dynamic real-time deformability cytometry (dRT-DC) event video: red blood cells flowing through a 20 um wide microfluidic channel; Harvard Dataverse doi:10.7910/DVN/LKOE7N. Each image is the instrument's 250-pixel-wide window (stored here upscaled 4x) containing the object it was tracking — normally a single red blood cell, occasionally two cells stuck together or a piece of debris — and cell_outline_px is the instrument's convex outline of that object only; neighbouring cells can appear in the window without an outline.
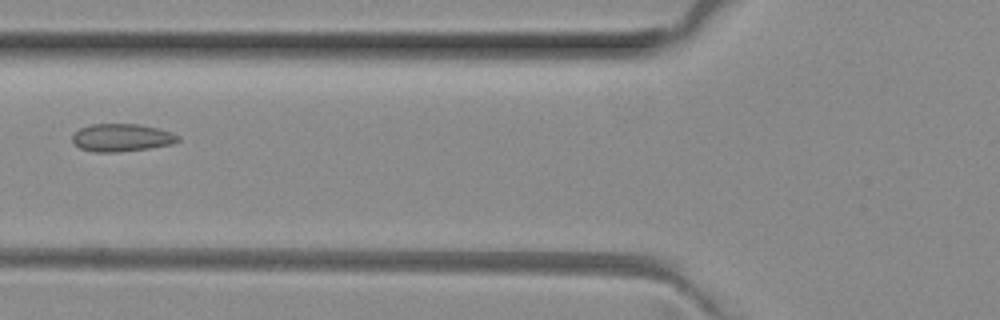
{"species": "common noctule bat (a hibernating species)", "species_latin": "Nyctalus noctula", "temperature_condition": "room temperature", "stored_images_in_passage": 2, "camera_frame_rate_fps": 3000, "um_per_image_px": 0.085, "animal": {"sex": "female", "body_mass_g": 29.2, "forearm_length_mm": 56.3}, "frame": {"image": 1, "passage_image": 2, "time_ms": 0.333, "image_size_px": [1000, 320], "cell_outline_px": [[180, 140], [172, 144], [148, 148], [116, 152], [96, 152], [80, 148], [72, 140], [72, 136], [80, 128], [92, 124], [140, 124], [160, 128], [172, 132], [180, 136]], "centroid_in_image_um": [10.38, 11.69], "position_along_channel_um": 115.4, "area_um2": 17.05}}